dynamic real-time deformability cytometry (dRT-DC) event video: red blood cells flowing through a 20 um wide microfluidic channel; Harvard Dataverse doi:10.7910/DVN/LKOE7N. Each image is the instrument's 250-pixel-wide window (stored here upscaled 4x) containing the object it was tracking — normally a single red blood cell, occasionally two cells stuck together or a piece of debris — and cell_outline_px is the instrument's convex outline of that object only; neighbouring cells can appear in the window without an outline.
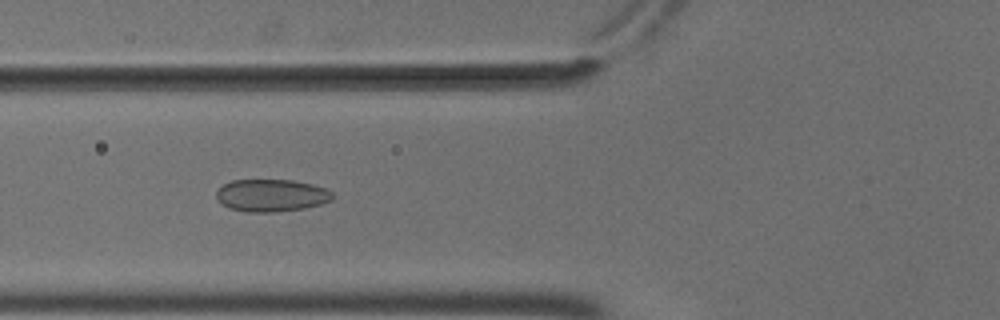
{"species": "common noctule bat (a hibernating species)", "species_latin": "Nyctalus noctula", "temperature_condition": "cold", "stored_images_in_passage": 50, "camera_frame_rate_fps": 3000, "um_per_image_px": 0.085, "animal": {"sex": "male", "body_mass_g": 18.8}, "frame": {"image": 1, "passage_image": 19, "time_ms": 6.0, "image_size_px": [1000, 320], "cell_outline_px": [[332, 200], [320, 204], [304, 208], [276, 212], [248, 212], [228, 208], [216, 196], [216, 192], [224, 184], [232, 180], [292, 180], [312, 184], [324, 188], [332, 192]], "centroid_in_image_um": [23.07, 16.61], "position_along_channel_um": 102.7, "area_um2": 21.73}}
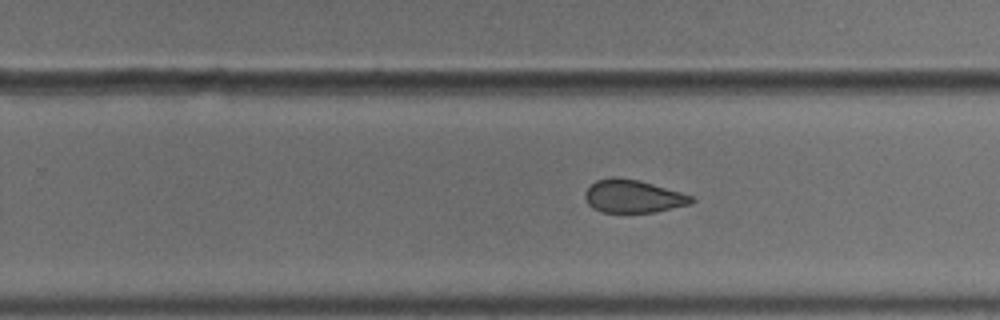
{"frame": {"image": 2, "passage_image": 33, "time_ms": 10.667, "image_size_px": [1000, 320], "cell_outline_px": [[696, 200], [692, 204], [652, 212], [600, 212], [592, 208], [588, 204], [584, 196], [584, 192], [596, 180], [612, 176], [616, 176], [640, 180], [680, 192], [692, 196]], "centroid_in_image_um": [53.79, 16.67], "position_along_channel_um": 276.0, "area_um2": 20.52}}
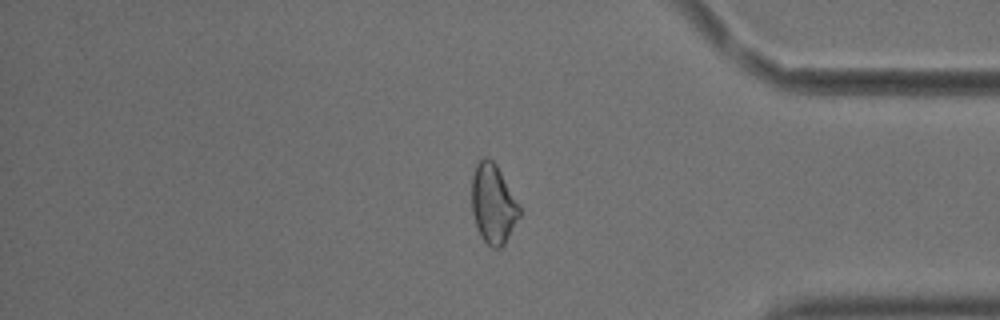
{"frame": {"image": 3, "passage_image": 44, "time_ms": 14.333, "image_size_px": [1000, 320], "cell_outline_px": [[520, 216], [504, 244], [500, 248], [492, 248], [480, 236], [472, 212], [472, 176], [476, 164], [484, 156], [488, 156], [496, 164], [520, 208]], "centroid_in_image_um": [41.9, 17.32], "position_along_channel_um": 393.3, "area_um2": 21.79}}